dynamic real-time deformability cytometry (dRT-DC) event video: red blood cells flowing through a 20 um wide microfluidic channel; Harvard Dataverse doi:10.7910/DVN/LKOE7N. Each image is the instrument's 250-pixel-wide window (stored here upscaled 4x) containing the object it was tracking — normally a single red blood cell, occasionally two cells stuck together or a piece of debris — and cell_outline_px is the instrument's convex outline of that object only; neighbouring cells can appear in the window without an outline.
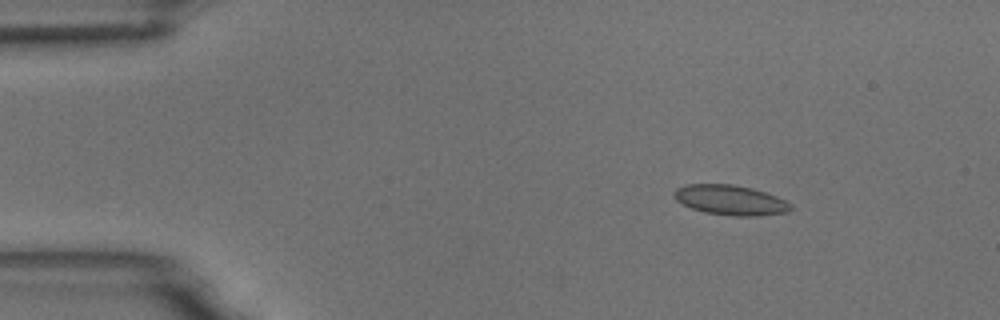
{"species": "common noctule bat (a hibernating species)", "species_latin": "Nyctalus noctula", "temperature_condition": "room temperature", "stored_images_in_passage": 7, "camera_frame_rate_fps": 3000, "um_per_image_px": 0.085, "animal": {"sex": "male", "body_mass_g": 18.8}, "frame": {"image": 1, "passage_image": 1, "time_ms": 0.0, "image_size_px": [1000, 320], "cell_outline_px": [[792, 208], [788, 212], [760, 216], [732, 216], [704, 212], [692, 208], [676, 200], [672, 192], [676, 188], [684, 184], [732, 184], [752, 188], [776, 196], [792, 204]], "centroid_in_image_um": [62.08, 17.0], "position_along_channel_um": 22.9, "area_um2": 20.46}}